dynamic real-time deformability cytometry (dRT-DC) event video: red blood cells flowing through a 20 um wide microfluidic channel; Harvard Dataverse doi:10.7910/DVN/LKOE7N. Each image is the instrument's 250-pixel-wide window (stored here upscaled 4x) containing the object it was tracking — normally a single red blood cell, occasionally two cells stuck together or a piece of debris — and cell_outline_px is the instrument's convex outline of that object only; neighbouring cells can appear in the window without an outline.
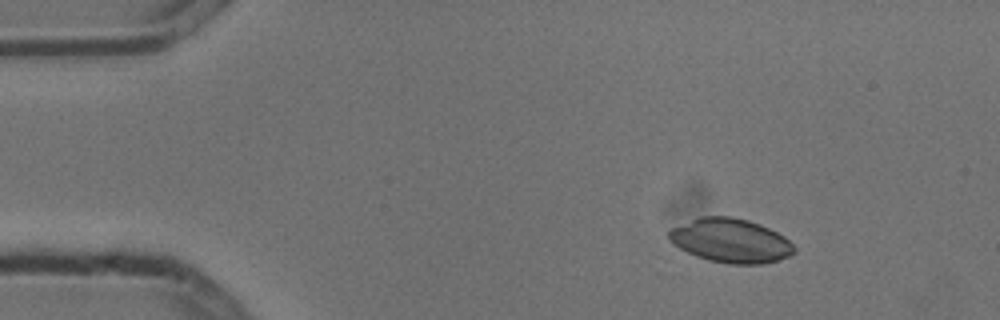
{"species": "common noctule bat (a hibernating species)", "species_latin": "Nyctalus noctula", "temperature_condition": "cold", "stored_images_in_passage": 3, "camera_frame_rate_fps": 3000, "um_per_image_px": 0.085, "animal": {"sex": "male", "body_mass_g": 13.3}, "frame": {"image": 1, "passage_image": 1, "time_ms": 0.0, "image_size_px": [1000, 320], "cell_outline_px": [[796, 252], [788, 256], [764, 264], [728, 264], [708, 260], [696, 256], [672, 244], [668, 240], [668, 228], [700, 216], [732, 216], [748, 220], [760, 224], [784, 236], [796, 248]], "centroid_in_image_um": [62.06, 20.44], "position_along_channel_um": 22.9, "area_um2": 32.43}}
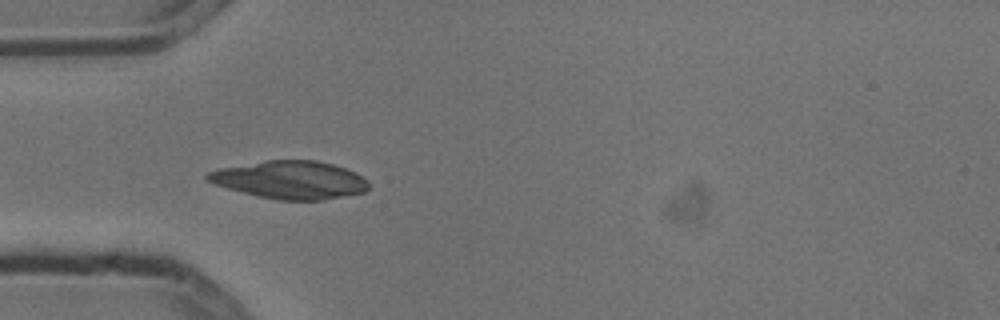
{"frame": {"image": 2, "passage_image": 3, "time_ms": 0.667, "image_size_px": [1000, 320], "cell_outline_px": [[368, 188], [364, 192], [324, 200], [276, 200], [228, 188], [216, 184], [208, 180], [204, 176], [208, 172], [220, 168], [268, 160], [316, 160], [332, 164], [356, 172], [368, 180]], "centroid_in_image_um": [24.7, 15.29], "position_along_channel_um": 60.3, "area_um2": 35.32}}